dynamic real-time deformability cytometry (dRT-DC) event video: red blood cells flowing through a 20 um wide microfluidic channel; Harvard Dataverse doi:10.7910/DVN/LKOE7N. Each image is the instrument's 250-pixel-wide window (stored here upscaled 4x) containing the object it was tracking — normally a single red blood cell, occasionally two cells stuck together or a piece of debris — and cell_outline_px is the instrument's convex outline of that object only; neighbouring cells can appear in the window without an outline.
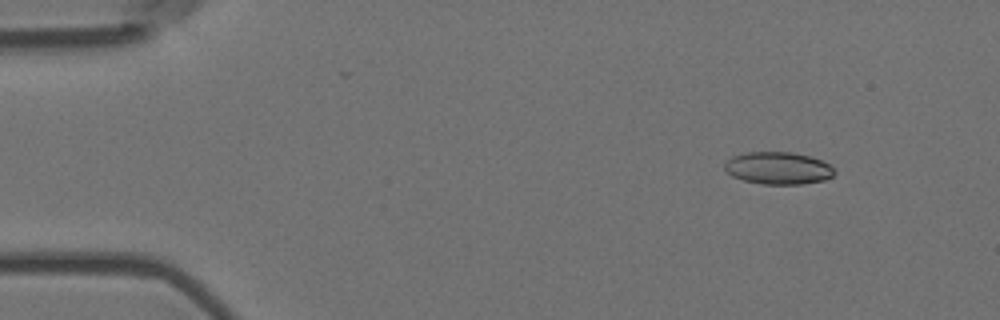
{"species": "Egyptian fruit bat (a non-hibernating species)", "species_latin": "Rousettus aegyptiacus", "temperature_condition": "room temperature", "stored_images_in_passage": 4, "camera_frame_rate_fps": 3000, "um_per_image_px": 0.085, "animal": {"sex": "female"}, "frame": {"image": 1, "passage_image": 1, "time_ms": 0.0, "image_size_px": [1000, 320], "cell_outline_px": [[836, 172], [832, 176], [824, 180], [800, 184], [764, 184], [744, 180], [732, 176], [724, 168], [724, 164], [732, 156], [744, 152], [792, 152], [808, 156], [820, 160], [828, 164]], "centroid_in_image_um": [66.12, 14.28], "position_along_channel_um": 18.9, "area_um2": 20.52}}
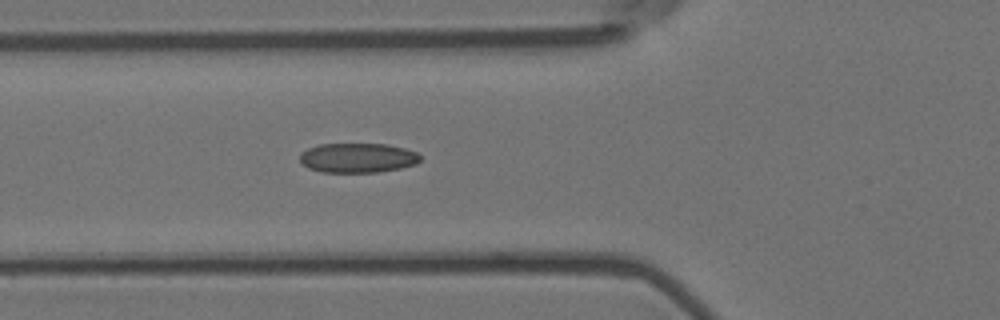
{"frame": {"image": 2, "passage_image": 4, "time_ms": 1.0, "image_size_px": [1000, 320], "cell_outline_px": [[420, 160], [416, 164], [400, 168], [376, 172], [320, 172], [308, 168], [300, 160], [300, 152], [308, 148], [320, 144], [388, 144], [404, 148], [416, 152], [420, 156]], "centroid_in_image_um": [30.39, 13.41], "position_along_channel_um": 95.4, "area_um2": 20.75}}